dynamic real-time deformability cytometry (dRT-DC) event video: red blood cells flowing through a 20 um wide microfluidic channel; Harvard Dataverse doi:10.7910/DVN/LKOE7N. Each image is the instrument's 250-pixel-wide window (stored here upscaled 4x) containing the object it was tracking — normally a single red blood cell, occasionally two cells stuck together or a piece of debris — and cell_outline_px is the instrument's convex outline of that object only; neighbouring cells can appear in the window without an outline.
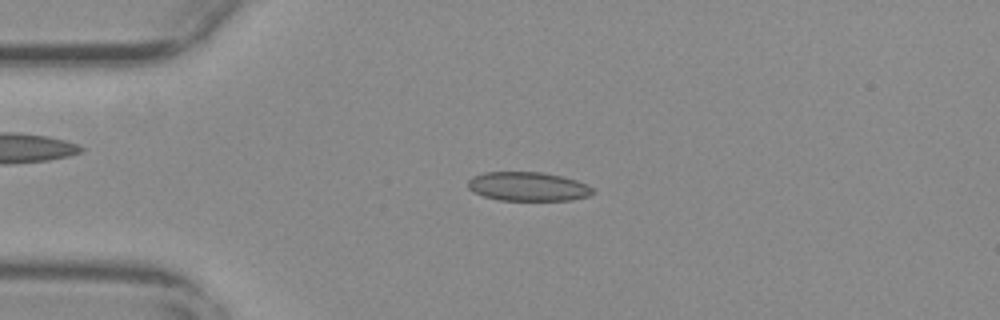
{"species": "common noctule bat (a hibernating species)", "species_latin": "Nyctalus noctula", "temperature_condition": "warm", "stored_images_in_passage": 53, "camera_frame_rate_fps": 3000, "um_per_image_px": 0.085, "animal": {"sex": "female", "body_mass_g": 29.2, "forearm_length_mm": 56.3}, "frame": {"image": 1, "passage_image": 12, "time_ms": 3.667, "image_size_px": [1000, 320], "cell_outline_px": [[596, 192], [588, 196], [572, 200], [500, 200], [484, 196], [472, 192], [468, 188], [468, 180], [472, 176], [484, 172], [540, 172], [564, 176], [588, 184]], "centroid_in_image_um": [44.88, 15.85], "position_along_channel_um": 40.1, "area_um2": 21.27}}
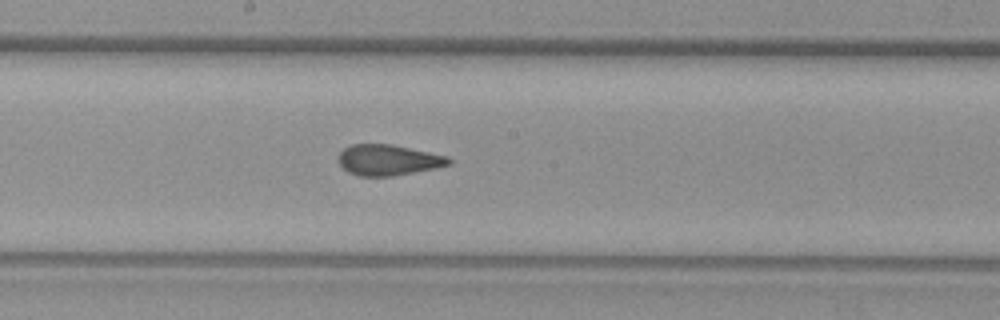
{"frame": {"image": 2, "passage_image": 28, "time_ms": 9.0, "image_size_px": [1000, 320], "cell_outline_px": [[452, 164], [436, 168], [392, 176], [360, 176], [348, 172], [336, 160], [336, 156], [344, 148], [352, 144], [392, 144], [448, 156], [452, 160]], "centroid_in_image_um": [32.99, 13.59], "position_along_channel_um": 215.2, "area_um2": 19.94}}
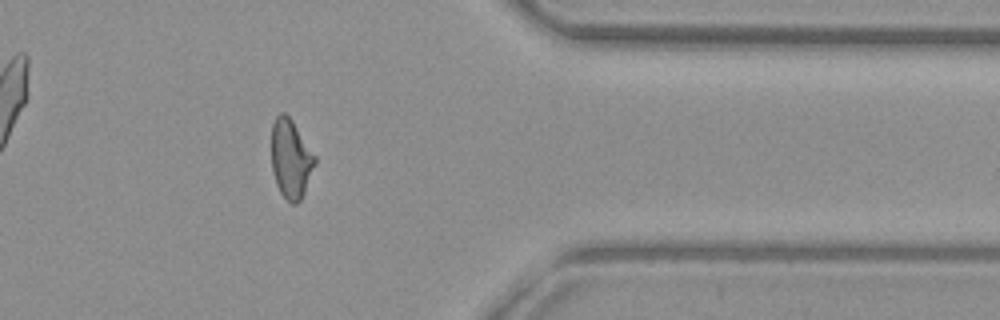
{"frame": {"image": 3, "passage_image": 43, "time_ms": 14.0, "image_size_px": [1000, 320], "cell_outline_px": [[316, 164], [304, 192], [300, 200], [296, 204], [292, 204], [280, 192], [276, 184], [272, 172], [272, 124], [276, 116], [280, 112], [284, 112], [292, 120], [316, 156]], "centroid_in_image_um": [24.72, 13.49], "position_along_channel_um": 386.7, "area_um2": 19.94}, "authors_computed_cell_mechanics": {"area_um2": 20.519, "velocity_mm_per_s": 3.7959, "shape_relaxation_time_tau1_ms": null, "shape_relaxation_time_tau2_ms": 1.1481, "deformation_change_tau1": null, "deformation_change_tau2": 0.0789}}